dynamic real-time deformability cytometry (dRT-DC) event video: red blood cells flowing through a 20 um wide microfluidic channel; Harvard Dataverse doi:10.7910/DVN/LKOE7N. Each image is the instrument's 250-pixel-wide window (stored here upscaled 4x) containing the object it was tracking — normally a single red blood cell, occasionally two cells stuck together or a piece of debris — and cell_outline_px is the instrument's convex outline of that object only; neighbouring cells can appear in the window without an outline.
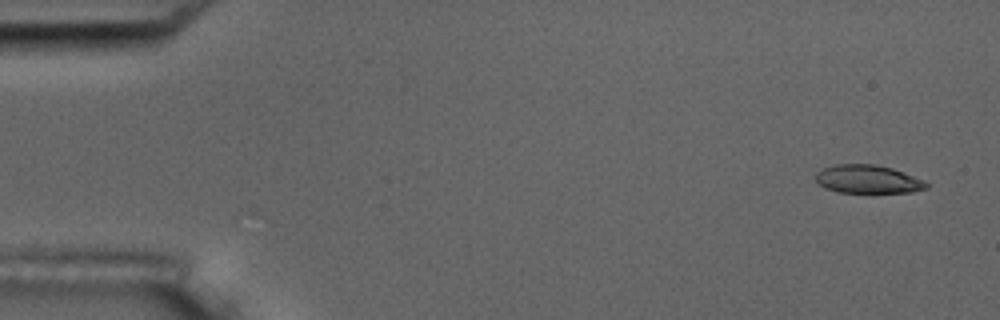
{"species": "common noctule bat (a hibernating species)", "species_latin": "Nyctalus noctula", "temperature_condition": "room temperature", "stored_images_in_passage": 5, "camera_frame_rate_fps": 3000, "um_per_image_px": 0.085, "animal": {"sex": "male", "body_mass_g": 17.5, "forearm_length_mm": 52.3}, "frame": {"image": 1, "passage_image": 1, "time_ms": 0.0, "image_size_px": [1000, 320], "cell_outline_px": [[928, 188], [912, 192], [836, 192], [824, 188], [816, 180], [816, 172], [824, 168], [836, 164], [872, 164], [892, 168], [904, 172], [924, 180], [928, 184]], "centroid_in_image_um": [73.77, 15.23], "position_along_channel_um": 11.2, "area_um2": 18.21}}